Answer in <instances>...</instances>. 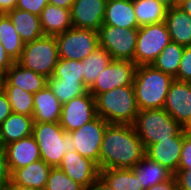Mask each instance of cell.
<instances>
[{"label": "cell", "instance_id": "cell-1", "mask_svg": "<svg viewBox=\"0 0 191 190\" xmlns=\"http://www.w3.org/2000/svg\"><path fill=\"white\" fill-rule=\"evenodd\" d=\"M144 156V145L132 124L107 125L101 144L99 170L133 169Z\"/></svg>", "mask_w": 191, "mask_h": 190}, {"label": "cell", "instance_id": "cell-2", "mask_svg": "<svg viewBox=\"0 0 191 190\" xmlns=\"http://www.w3.org/2000/svg\"><path fill=\"white\" fill-rule=\"evenodd\" d=\"M173 80L153 65L137 66L133 86L139 110L163 108Z\"/></svg>", "mask_w": 191, "mask_h": 190}, {"label": "cell", "instance_id": "cell-3", "mask_svg": "<svg viewBox=\"0 0 191 190\" xmlns=\"http://www.w3.org/2000/svg\"><path fill=\"white\" fill-rule=\"evenodd\" d=\"M96 114L108 123L133 124L139 112L133 85L116 87L95 97Z\"/></svg>", "mask_w": 191, "mask_h": 190}, {"label": "cell", "instance_id": "cell-4", "mask_svg": "<svg viewBox=\"0 0 191 190\" xmlns=\"http://www.w3.org/2000/svg\"><path fill=\"white\" fill-rule=\"evenodd\" d=\"M145 150L160 140L177 137L183 127L164 109L139 110L132 124Z\"/></svg>", "mask_w": 191, "mask_h": 190}, {"label": "cell", "instance_id": "cell-5", "mask_svg": "<svg viewBox=\"0 0 191 190\" xmlns=\"http://www.w3.org/2000/svg\"><path fill=\"white\" fill-rule=\"evenodd\" d=\"M32 136L38 144L41 159L52 168L60 165L65 152L76 149L71 135L59 122H34Z\"/></svg>", "mask_w": 191, "mask_h": 190}, {"label": "cell", "instance_id": "cell-6", "mask_svg": "<svg viewBox=\"0 0 191 190\" xmlns=\"http://www.w3.org/2000/svg\"><path fill=\"white\" fill-rule=\"evenodd\" d=\"M59 61V52L55 36L43 35L37 40L24 44L17 62L46 78L53 76Z\"/></svg>", "mask_w": 191, "mask_h": 190}, {"label": "cell", "instance_id": "cell-7", "mask_svg": "<svg viewBox=\"0 0 191 190\" xmlns=\"http://www.w3.org/2000/svg\"><path fill=\"white\" fill-rule=\"evenodd\" d=\"M170 42L165 22L139 27L134 63L137 66L151 65Z\"/></svg>", "mask_w": 191, "mask_h": 190}, {"label": "cell", "instance_id": "cell-8", "mask_svg": "<svg viewBox=\"0 0 191 190\" xmlns=\"http://www.w3.org/2000/svg\"><path fill=\"white\" fill-rule=\"evenodd\" d=\"M59 58L84 60L99 47L98 32L72 27L55 36Z\"/></svg>", "mask_w": 191, "mask_h": 190}, {"label": "cell", "instance_id": "cell-9", "mask_svg": "<svg viewBox=\"0 0 191 190\" xmlns=\"http://www.w3.org/2000/svg\"><path fill=\"white\" fill-rule=\"evenodd\" d=\"M138 28L102 25L98 30L99 47L106 49L113 60L134 62Z\"/></svg>", "mask_w": 191, "mask_h": 190}, {"label": "cell", "instance_id": "cell-10", "mask_svg": "<svg viewBox=\"0 0 191 190\" xmlns=\"http://www.w3.org/2000/svg\"><path fill=\"white\" fill-rule=\"evenodd\" d=\"M109 123L100 116H96L81 128L69 132L75 144V151L82 157L95 162L99 167V157L103 135Z\"/></svg>", "mask_w": 191, "mask_h": 190}, {"label": "cell", "instance_id": "cell-11", "mask_svg": "<svg viewBox=\"0 0 191 190\" xmlns=\"http://www.w3.org/2000/svg\"><path fill=\"white\" fill-rule=\"evenodd\" d=\"M136 68L137 65L132 61L112 59L88 91L96 97L116 87L133 85Z\"/></svg>", "mask_w": 191, "mask_h": 190}, {"label": "cell", "instance_id": "cell-12", "mask_svg": "<svg viewBox=\"0 0 191 190\" xmlns=\"http://www.w3.org/2000/svg\"><path fill=\"white\" fill-rule=\"evenodd\" d=\"M96 116L95 97L87 91L62 104L59 124L65 132L69 133L81 128Z\"/></svg>", "mask_w": 191, "mask_h": 190}, {"label": "cell", "instance_id": "cell-13", "mask_svg": "<svg viewBox=\"0 0 191 190\" xmlns=\"http://www.w3.org/2000/svg\"><path fill=\"white\" fill-rule=\"evenodd\" d=\"M58 168L87 190L100 176L98 165L92 160L82 157L77 151L65 152Z\"/></svg>", "mask_w": 191, "mask_h": 190}, {"label": "cell", "instance_id": "cell-14", "mask_svg": "<svg viewBox=\"0 0 191 190\" xmlns=\"http://www.w3.org/2000/svg\"><path fill=\"white\" fill-rule=\"evenodd\" d=\"M182 127L191 117V85L174 79L169 87L163 107Z\"/></svg>", "mask_w": 191, "mask_h": 190}, {"label": "cell", "instance_id": "cell-15", "mask_svg": "<svg viewBox=\"0 0 191 190\" xmlns=\"http://www.w3.org/2000/svg\"><path fill=\"white\" fill-rule=\"evenodd\" d=\"M107 0H75L71 7L72 26L97 31L103 25Z\"/></svg>", "mask_w": 191, "mask_h": 190}, {"label": "cell", "instance_id": "cell-16", "mask_svg": "<svg viewBox=\"0 0 191 190\" xmlns=\"http://www.w3.org/2000/svg\"><path fill=\"white\" fill-rule=\"evenodd\" d=\"M185 134L182 131L177 137L170 140H160V142L150 145L145 150V155L175 174L178 171Z\"/></svg>", "mask_w": 191, "mask_h": 190}, {"label": "cell", "instance_id": "cell-17", "mask_svg": "<svg viewBox=\"0 0 191 190\" xmlns=\"http://www.w3.org/2000/svg\"><path fill=\"white\" fill-rule=\"evenodd\" d=\"M4 149L10 174L41 159L38 144L32 135L5 145Z\"/></svg>", "mask_w": 191, "mask_h": 190}, {"label": "cell", "instance_id": "cell-18", "mask_svg": "<svg viewBox=\"0 0 191 190\" xmlns=\"http://www.w3.org/2000/svg\"><path fill=\"white\" fill-rule=\"evenodd\" d=\"M47 82L48 78L45 76L27 69L15 61L3 76L2 86H15L35 94L43 89Z\"/></svg>", "mask_w": 191, "mask_h": 190}, {"label": "cell", "instance_id": "cell-19", "mask_svg": "<svg viewBox=\"0 0 191 190\" xmlns=\"http://www.w3.org/2000/svg\"><path fill=\"white\" fill-rule=\"evenodd\" d=\"M34 106L32 118L34 122L56 123L60 121L62 103L46 85L33 96Z\"/></svg>", "mask_w": 191, "mask_h": 190}, {"label": "cell", "instance_id": "cell-20", "mask_svg": "<svg viewBox=\"0 0 191 190\" xmlns=\"http://www.w3.org/2000/svg\"><path fill=\"white\" fill-rule=\"evenodd\" d=\"M51 168L42 159L28 166L15 169L10 174V181L21 186L45 189Z\"/></svg>", "mask_w": 191, "mask_h": 190}, {"label": "cell", "instance_id": "cell-21", "mask_svg": "<svg viewBox=\"0 0 191 190\" xmlns=\"http://www.w3.org/2000/svg\"><path fill=\"white\" fill-rule=\"evenodd\" d=\"M103 25L138 28L133 0H107Z\"/></svg>", "mask_w": 191, "mask_h": 190}, {"label": "cell", "instance_id": "cell-22", "mask_svg": "<svg viewBox=\"0 0 191 190\" xmlns=\"http://www.w3.org/2000/svg\"><path fill=\"white\" fill-rule=\"evenodd\" d=\"M164 22L171 42L183 47L191 46V17L181 7L175 6L168 9Z\"/></svg>", "mask_w": 191, "mask_h": 190}, {"label": "cell", "instance_id": "cell-23", "mask_svg": "<svg viewBox=\"0 0 191 190\" xmlns=\"http://www.w3.org/2000/svg\"><path fill=\"white\" fill-rule=\"evenodd\" d=\"M34 120L12 112L0 125V145L5 146L32 135Z\"/></svg>", "mask_w": 191, "mask_h": 190}, {"label": "cell", "instance_id": "cell-24", "mask_svg": "<svg viewBox=\"0 0 191 190\" xmlns=\"http://www.w3.org/2000/svg\"><path fill=\"white\" fill-rule=\"evenodd\" d=\"M24 44L37 40L44 35L40 16L21 9H13L6 13Z\"/></svg>", "mask_w": 191, "mask_h": 190}, {"label": "cell", "instance_id": "cell-25", "mask_svg": "<svg viewBox=\"0 0 191 190\" xmlns=\"http://www.w3.org/2000/svg\"><path fill=\"white\" fill-rule=\"evenodd\" d=\"M40 21L44 35L57 36L71 29V10L47 4L42 10Z\"/></svg>", "mask_w": 191, "mask_h": 190}, {"label": "cell", "instance_id": "cell-26", "mask_svg": "<svg viewBox=\"0 0 191 190\" xmlns=\"http://www.w3.org/2000/svg\"><path fill=\"white\" fill-rule=\"evenodd\" d=\"M133 171L137 177H139L140 184L144 190H147L158 183L170 180L174 176L171 171L159 163L154 162L146 155L133 168Z\"/></svg>", "mask_w": 191, "mask_h": 190}, {"label": "cell", "instance_id": "cell-27", "mask_svg": "<svg viewBox=\"0 0 191 190\" xmlns=\"http://www.w3.org/2000/svg\"><path fill=\"white\" fill-rule=\"evenodd\" d=\"M100 177L114 190H144L133 169H103Z\"/></svg>", "mask_w": 191, "mask_h": 190}, {"label": "cell", "instance_id": "cell-28", "mask_svg": "<svg viewBox=\"0 0 191 190\" xmlns=\"http://www.w3.org/2000/svg\"><path fill=\"white\" fill-rule=\"evenodd\" d=\"M138 28L165 21L168 8L156 0H133Z\"/></svg>", "mask_w": 191, "mask_h": 190}, {"label": "cell", "instance_id": "cell-29", "mask_svg": "<svg viewBox=\"0 0 191 190\" xmlns=\"http://www.w3.org/2000/svg\"><path fill=\"white\" fill-rule=\"evenodd\" d=\"M0 43L14 61L20 58L24 43L6 13L0 14Z\"/></svg>", "mask_w": 191, "mask_h": 190}, {"label": "cell", "instance_id": "cell-30", "mask_svg": "<svg viewBox=\"0 0 191 190\" xmlns=\"http://www.w3.org/2000/svg\"><path fill=\"white\" fill-rule=\"evenodd\" d=\"M110 53L98 47L92 54L82 60L84 85L89 89L97 79V76L111 62Z\"/></svg>", "mask_w": 191, "mask_h": 190}, {"label": "cell", "instance_id": "cell-31", "mask_svg": "<svg viewBox=\"0 0 191 190\" xmlns=\"http://www.w3.org/2000/svg\"><path fill=\"white\" fill-rule=\"evenodd\" d=\"M183 50L184 47L180 44L170 42L151 65L174 78L180 66Z\"/></svg>", "mask_w": 191, "mask_h": 190}, {"label": "cell", "instance_id": "cell-32", "mask_svg": "<svg viewBox=\"0 0 191 190\" xmlns=\"http://www.w3.org/2000/svg\"><path fill=\"white\" fill-rule=\"evenodd\" d=\"M47 85L62 104L88 91L84 81H61L53 76L48 78Z\"/></svg>", "mask_w": 191, "mask_h": 190}, {"label": "cell", "instance_id": "cell-33", "mask_svg": "<svg viewBox=\"0 0 191 190\" xmlns=\"http://www.w3.org/2000/svg\"><path fill=\"white\" fill-rule=\"evenodd\" d=\"M2 89L8 97L14 113L26 116L33 115L34 94L15 86H2Z\"/></svg>", "mask_w": 191, "mask_h": 190}, {"label": "cell", "instance_id": "cell-34", "mask_svg": "<svg viewBox=\"0 0 191 190\" xmlns=\"http://www.w3.org/2000/svg\"><path fill=\"white\" fill-rule=\"evenodd\" d=\"M53 77L61 81H84L82 61L59 58Z\"/></svg>", "mask_w": 191, "mask_h": 190}, {"label": "cell", "instance_id": "cell-35", "mask_svg": "<svg viewBox=\"0 0 191 190\" xmlns=\"http://www.w3.org/2000/svg\"><path fill=\"white\" fill-rule=\"evenodd\" d=\"M44 190H87L81 184L73 181L58 167L51 168Z\"/></svg>", "mask_w": 191, "mask_h": 190}, {"label": "cell", "instance_id": "cell-36", "mask_svg": "<svg viewBox=\"0 0 191 190\" xmlns=\"http://www.w3.org/2000/svg\"><path fill=\"white\" fill-rule=\"evenodd\" d=\"M174 79L179 81H191V46L184 47L180 66Z\"/></svg>", "mask_w": 191, "mask_h": 190}, {"label": "cell", "instance_id": "cell-37", "mask_svg": "<svg viewBox=\"0 0 191 190\" xmlns=\"http://www.w3.org/2000/svg\"><path fill=\"white\" fill-rule=\"evenodd\" d=\"M47 4L49 0H17L16 8L40 16Z\"/></svg>", "mask_w": 191, "mask_h": 190}, {"label": "cell", "instance_id": "cell-38", "mask_svg": "<svg viewBox=\"0 0 191 190\" xmlns=\"http://www.w3.org/2000/svg\"><path fill=\"white\" fill-rule=\"evenodd\" d=\"M178 170H191V136L187 134L183 137Z\"/></svg>", "mask_w": 191, "mask_h": 190}, {"label": "cell", "instance_id": "cell-39", "mask_svg": "<svg viewBox=\"0 0 191 190\" xmlns=\"http://www.w3.org/2000/svg\"><path fill=\"white\" fill-rule=\"evenodd\" d=\"M10 181V171L7 165V158L4 146L0 145V190Z\"/></svg>", "mask_w": 191, "mask_h": 190}, {"label": "cell", "instance_id": "cell-40", "mask_svg": "<svg viewBox=\"0 0 191 190\" xmlns=\"http://www.w3.org/2000/svg\"><path fill=\"white\" fill-rule=\"evenodd\" d=\"M174 176L178 190H191V170H178Z\"/></svg>", "mask_w": 191, "mask_h": 190}, {"label": "cell", "instance_id": "cell-41", "mask_svg": "<svg viewBox=\"0 0 191 190\" xmlns=\"http://www.w3.org/2000/svg\"><path fill=\"white\" fill-rule=\"evenodd\" d=\"M12 108L4 90L0 89V125L12 113Z\"/></svg>", "mask_w": 191, "mask_h": 190}, {"label": "cell", "instance_id": "cell-42", "mask_svg": "<svg viewBox=\"0 0 191 190\" xmlns=\"http://www.w3.org/2000/svg\"><path fill=\"white\" fill-rule=\"evenodd\" d=\"M15 63V61L6 52L0 43V75L4 76L7 70Z\"/></svg>", "mask_w": 191, "mask_h": 190}, {"label": "cell", "instance_id": "cell-43", "mask_svg": "<svg viewBox=\"0 0 191 190\" xmlns=\"http://www.w3.org/2000/svg\"><path fill=\"white\" fill-rule=\"evenodd\" d=\"M147 190H178L176 178L173 176L170 180L158 183Z\"/></svg>", "mask_w": 191, "mask_h": 190}, {"label": "cell", "instance_id": "cell-44", "mask_svg": "<svg viewBox=\"0 0 191 190\" xmlns=\"http://www.w3.org/2000/svg\"><path fill=\"white\" fill-rule=\"evenodd\" d=\"M17 0H0V14L7 13L16 8Z\"/></svg>", "mask_w": 191, "mask_h": 190}, {"label": "cell", "instance_id": "cell-45", "mask_svg": "<svg viewBox=\"0 0 191 190\" xmlns=\"http://www.w3.org/2000/svg\"><path fill=\"white\" fill-rule=\"evenodd\" d=\"M88 190H114L100 176Z\"/></svg>", "mask_w": 191, "mask_h": 190}, {"label": "cell", "instance_id": "cell-46", "mask_svg": "<svg viewBox=\"0 0 191 190\" xmlns=\"http://www.w3.org/2000/svg\"><path fill=\"white\" fill-rule=\"evenodd\" d=\"M74 1L75 0H49V4L71 10Z\"/></svg>", "mask_w": 191, "mask_h": 190}, {"label": "cell", "instance_id": "cell-47", "mask_svg": "<svg viewBox=\"0 0 191 190\" xmlns=\"http://www.w3.org/2000/svg\"><path fill=\"white\" fill-rule=\"evenodd\" d=\"M2 190H44V189H37L31 188L26 186L17 185L11 181H9Z\"/></svg>", "mask_w": 191, "mask_h": 190}, {"label": "cell", "instance_id": "cell-48", "mask_svg": "<svg viewBox=\"0 0 191 190\" xmlns=\"http://www.w3.org/2000/svg\"><path fill=\"white\" fill-rule=\"evenodd\" d=\"M179 7L191 17V0L183 2Z\"/></svg>", "mask_w": 191, "mask_h": 190}, {"label": "cell", "instance_id": "cell-49", "mask_svg": "<svg viewBox=\"0 0 191 190\" xmlns=\"http://www.w3.org/2000/svg\"><path fill=\"white\" fill-rule=\"evenodd\" d=\"M156 1L163 4L168 9L177 6L176 0H156Z\"/></svg>", "mask_w": 191, "mask_h": 190}, {"label": "cell", "instance_id": "cell-50", "mask_svg": "<svg viewBox=\"0 0 191 190\" xmlns=\"http://www.w3.org/2000/svg\"><path fill=\"white\" fill-rule=\"evenodd\" d=\"M183 131L187 134L191 136V117L190 119L187 121V123L183 126Z\"/></svg>", "mask_w": 191, "mask_h": 190}, {"label": "cell", "instance_id": "cell-51", "mask_svg": "<svg viewBox=\"0 0 191 190\" xmlns=\"http://www.w3.org/2000/svg\"><path fill=\"white\" fill-rule=\"evenodd\" d=\"M185 1H187V0H176V2H177V6H180L183 2H185Z\"/></svg>", "mask_w": 191, "mask_h": 190}, {"label": "cell", "instance_id": "cell-52", "mask_svg": "<svg viewBox=\"0 0 191 190\" xmlns=\"http://www.w3.org/2000/svg\"><path fill=\"white\" fill-rule=\"evenodd\" d=\"M2 80H3V76L0 75V89L2 88Z\"/></svg>", "mask_w": 191, "mask_h": 190}]
</instances>
